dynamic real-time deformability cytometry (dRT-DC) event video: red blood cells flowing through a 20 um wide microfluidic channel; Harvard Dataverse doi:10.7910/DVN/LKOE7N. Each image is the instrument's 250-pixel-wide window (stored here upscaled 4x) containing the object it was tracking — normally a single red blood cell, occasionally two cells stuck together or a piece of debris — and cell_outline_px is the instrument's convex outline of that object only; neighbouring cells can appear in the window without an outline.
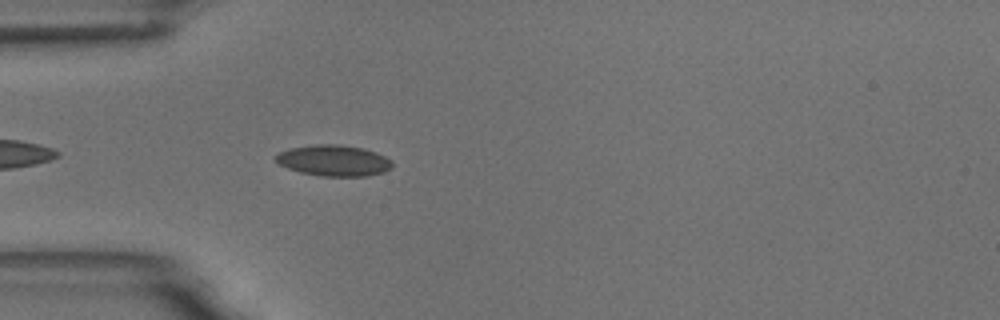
{"species": "common noctule bat (a hibernating species)", "species_latin": "Nyctalus noctula", "temperature_condition": "room temperature", "stored_images_in_passage": 5, "camera_frame_rate_fps": 3000, "um_per_image_px": 0.085, "animal": {"sex": "male", "body_mass_g": 18.8}, "frame": {"image": 1, "passage_image": 5, "time_ms": 4.667, "image_size_px": [1000, 320], "cell_outline_px": [[392, 168], [384, 172], [368, 176], [320, 176], [300, 172], [288, 168], [280, 164], [276, 160], [276, 156], [280, 152], [292, 148], [316, 144], [336, 144], [364, 148], [376, 152], [392, 160]], "centroid_in_image_um": [28.42, 13.65], "position_along_channel_um": 56.6, "area_um2": 20.98}}